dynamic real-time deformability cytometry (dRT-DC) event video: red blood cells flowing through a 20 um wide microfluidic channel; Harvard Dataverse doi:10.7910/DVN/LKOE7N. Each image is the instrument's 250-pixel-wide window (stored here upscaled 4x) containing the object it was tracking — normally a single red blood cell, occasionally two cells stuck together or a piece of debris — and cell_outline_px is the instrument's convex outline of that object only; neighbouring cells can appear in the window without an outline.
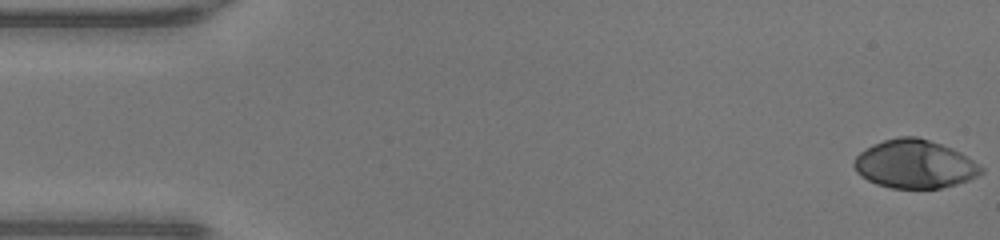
{"species": "human", "species_latin": "Homo sapiens", "temperature_condition": "warm", "stored_images_in_passage": 48, "camera_frame_rate_fps": 3000, "um_per_image_px": 0.085, "donor": {"sex": "male"}, "frame": {"image": 1, "passage_image": 1, "time_ms": 0.0, "image_size_px": [1000, 240], "cell_outline_px": [[984, 172], [980, 176], [956, 184], [940, 188], [892, 188], [876, 184], [860, 176], [856, 172], [852, 164], [856, 156], [860, 152], [872, 144], [884, 140], [900, 136], [916, 136], [952, 148], [960, 152], [984, 168]], "centroid_in_image_um": [77.73, 13.95], "position_along_channel_um": 7.3, "area_um2": 35.89}}
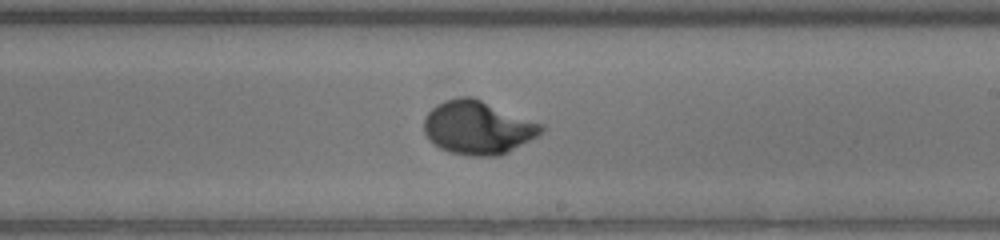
{"frame": {"image": 2, "passage_image": 28, "time_ms": 9.0, "image_size_px": [1000, 240], "cell_outline_px": [[544, 128], [536, 136], [508, 152], [500, 156], [472, 156], [448, 152], [440, 148], [424, 132], [424, 120], [428, 112], [432, 108], [444, 100], [460, 96], [472, 96], [544, 124]], "centroid_in_image_um": [40.62, 10.83], "position_along_channel_um": 248.4, "area_um2": 36.36}}
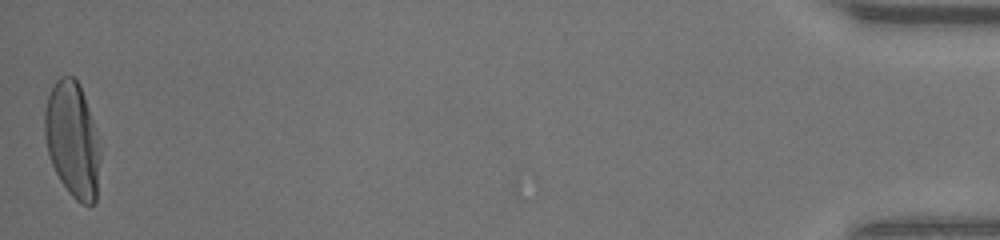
{"frame": {"image": 3, "passage_image": 48, "time_ms": 15.667, "image_size_px": [1000, 240], "cell_outline_px": [[100, 160], [96, 200], [92, 204], [84, 204], [76, 200], [68, 192], [60, 180], [52, 164], [48, 152], [44, 136], [44, 112], [48, 96], [56, 80], [60, 76], [72, 76], [80, 84], [92, 120], [100, 152]], "centroid_in_image_um": [6.14, 11.88], "position_along_channel_um": 429.1, "area_um2": 36.99}, "authors_computed_cell_mechanics": {"area_um2": 35.3736, "velocity_mm_per_s": 4.2978, "shape_relaxation_time_tau1_ms": 3.029, "shape_relaxation_time_tau2_ms": null, "deformation_change_tau1": 0.2317, "deformation_change_tau2": null}}